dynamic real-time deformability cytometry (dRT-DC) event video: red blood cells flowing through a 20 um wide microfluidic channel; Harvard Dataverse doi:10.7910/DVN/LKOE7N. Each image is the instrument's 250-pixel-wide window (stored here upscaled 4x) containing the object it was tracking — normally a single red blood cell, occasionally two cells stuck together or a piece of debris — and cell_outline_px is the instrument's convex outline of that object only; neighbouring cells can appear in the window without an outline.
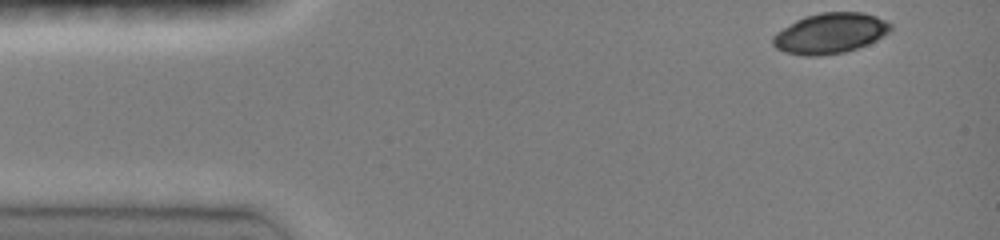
{"species": "common noctule bat (a hibernating species)", "species_latin": "Nyctalus noctula", "temperature_condition": "room temperature", "stored_images_in_passage": 41, "camera_frame_rate_fps": 3000, "um_per_image_px": 0.085, "animal": {"sex": "female", "body_mass_g": 19.0, "forearm_length_mm": 51.5}, "frame": {"image": 1, "passage_image": 1, "time_ms": 0.0, "image_size_px": [1000, 240], "cell_outline_px": [[892, 28], [884, 36], [868, 44], [844, 52], [816, 56], [804, 56], [784, 52], [776, 48], [772, 44], [772, 36], [776, 32], [796, 20], [804, 16], [820, 12], [864, 12], [876, 16], [892, 24]], "centroid_in_image_um": [70.54, 2.82], "position_along_channel_um": 14.5, "area_um2": 27.86}}
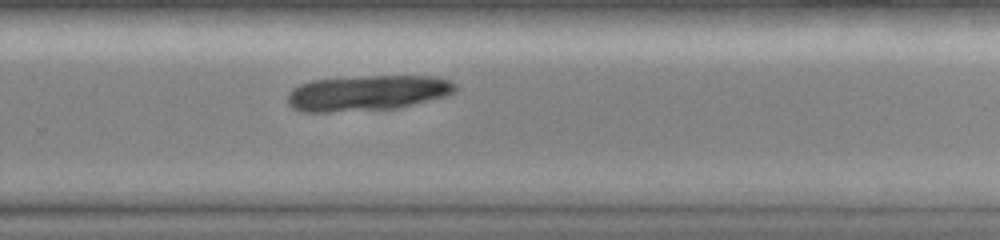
{"frame": {"image": 2, "passage_image": 29, "time_ms": 9.333, "image_size_px": [1000, 240], "cell_outline_px": [[456, 88], [452, 92], [444, 96], [396, 108], [328, 112], [300, 112], [292, 108], [288, 104], [288, 92], [292, 88], [300, 84], [312, 80], [364, 76], [432, 76], [448, 80], [456, 84]], "centroid_in_image_um": [31.14, 7.9], "position_along_channel_um": 298.7, "area_um2": 34.45}}
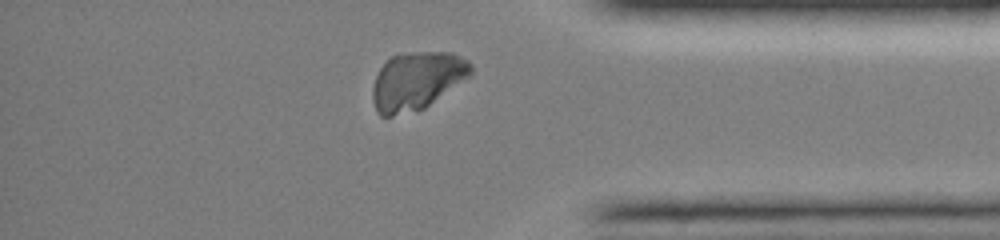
{"frame": {"image": 3, "passage_image": 37, "time_ms": 12.0, "image_size_px": [1000, 240], "cell_outline_px": [[472, 76], [424, 108], [416, 112], [392, 116], [380, 116], [376, 112], [372, 100], [372, 88], [376, 76], [380, 68], [392, 56], [400, 52], [452, 52], [468, 60], [472, 64]], "centroid_in_image_um": [35.44, 6.87], "position_along_channel_um": 399.8, "area_um2": 33.7}}